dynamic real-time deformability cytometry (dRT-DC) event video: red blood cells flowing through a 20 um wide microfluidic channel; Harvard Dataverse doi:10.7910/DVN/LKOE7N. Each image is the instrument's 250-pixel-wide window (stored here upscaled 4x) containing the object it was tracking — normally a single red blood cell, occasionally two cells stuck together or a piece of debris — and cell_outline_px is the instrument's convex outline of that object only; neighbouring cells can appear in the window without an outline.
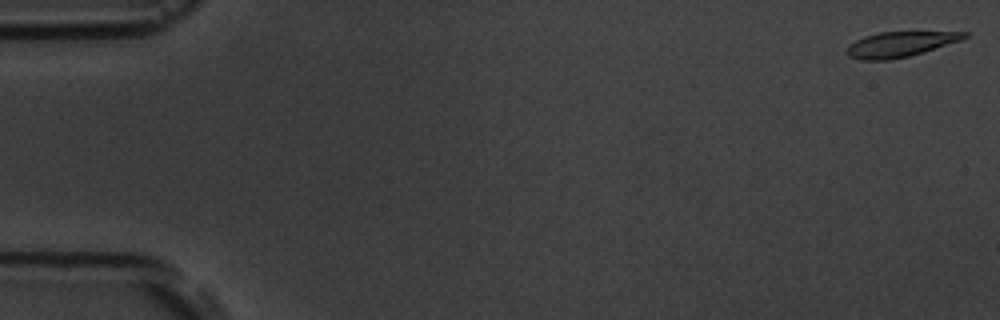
{"species": "common noctule bat (a hibernating species)", "species_latin": "Nyctalus noctula", "temperature_condition": "room temperature", "stored_images_in_passage": 7, "camera_frame_rate_fps": 3000, "um_per_image_px": 0.085, "animal": {"sex": "male", "body_mass_g": 19.5, "forearm_length_mm": 54.6}, "frame": {"image": 1, "passage_image": 1, "time_ms": 0.0, "image_size_px": [1000, 320], "cell_outline_px": [[968, 36], [960, 40], [924, 52], [908, 56], [888, 60], [860, 60], [848, 56], [844, 52], [856, 40], [864, 36], [880, 32], [968, 32]], "centroid_in_image_um": [76.48, 3.77], "position_along_channel_um": 8.5, "area_um2": 17.05}}
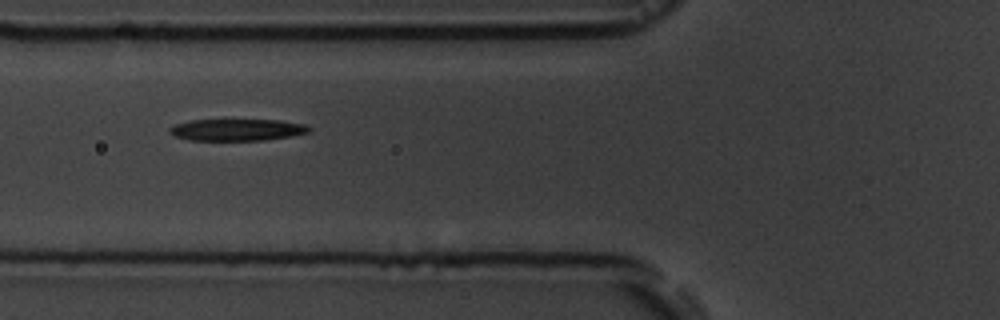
{"frame": {"image": 2, "passage_image": 6, "time_ms": 6.667, "image_size_px": [1000, 320], "cell_outline_px": [[312, 128], [308, 132], [288, 136], [264, 140], [188, 140], [176, 136], [168, 132], [168, 128], [176, 124], [192, 120], [280, 120], [304, 124]], "centroid_in_image_um": [20.12, 11.03], "position_along_channel_um": 105.7, "area_um2": 17.51}}
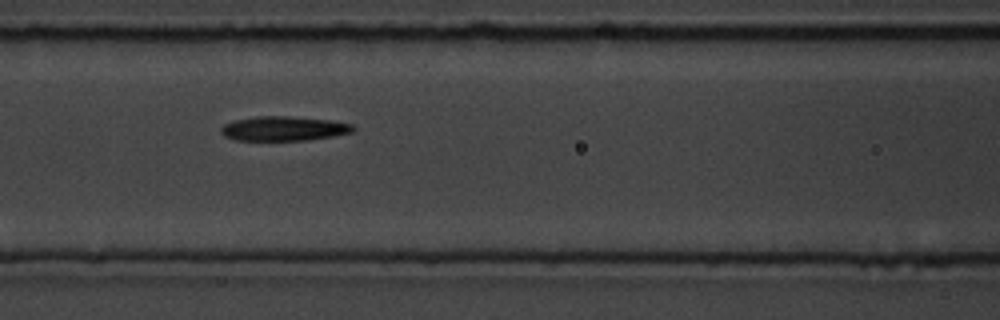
{"frame": {"image": 3, "passage_image": 7, "time_ms": 7.667, "image_size_px": [1000, 320], "cell_outline_px": [[356, 128], [352, 132], [332, 136], [304, 140], [236, 140], [224, 136], [220, 132], [220, 128], [224, 124], [236, 120], [256, 116], [288, 116], [332, 120], [352, 124]], "centroid_in_image_um": [24.11, 10.92], "position_along_channel_um": 142.5, "area_um2": 18.79}}